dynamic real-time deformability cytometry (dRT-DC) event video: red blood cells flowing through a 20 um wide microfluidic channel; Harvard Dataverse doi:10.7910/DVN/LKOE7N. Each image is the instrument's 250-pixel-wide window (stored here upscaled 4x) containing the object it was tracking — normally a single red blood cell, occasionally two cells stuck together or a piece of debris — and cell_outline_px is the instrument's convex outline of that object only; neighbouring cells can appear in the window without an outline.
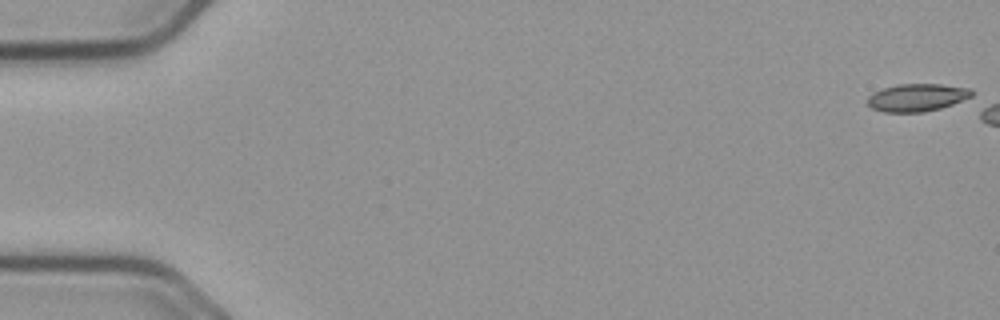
{"species": "common noctule bat (a hibernating species)", "species_latin": "Nyctalus noctula", "temperature_condition": "cold", "stored_images_in_passage": 10, "camera_frame_rate_fps": 3000, "um_per_image_px": 0.085, "animal": {"sex": "male", "body_mass_g": 23.1, "forearm_length_mm": 52.7}, "frame": {"image": 1, "passage_image": 1, "time_ms": 0.0, "image_size_px": [1000, 320], "cell_outline_px": [[972, 100], [924, 112], [884, 112], [872, 108], [868, 104], [868, 96], [872, 92], [884, 88], [900, 84], [940, 84], [972, 88]], "centroid_in_image_um": [78.03, 8.29], "position_along_channel_um": 7.0, "area_um2": 17.11}}